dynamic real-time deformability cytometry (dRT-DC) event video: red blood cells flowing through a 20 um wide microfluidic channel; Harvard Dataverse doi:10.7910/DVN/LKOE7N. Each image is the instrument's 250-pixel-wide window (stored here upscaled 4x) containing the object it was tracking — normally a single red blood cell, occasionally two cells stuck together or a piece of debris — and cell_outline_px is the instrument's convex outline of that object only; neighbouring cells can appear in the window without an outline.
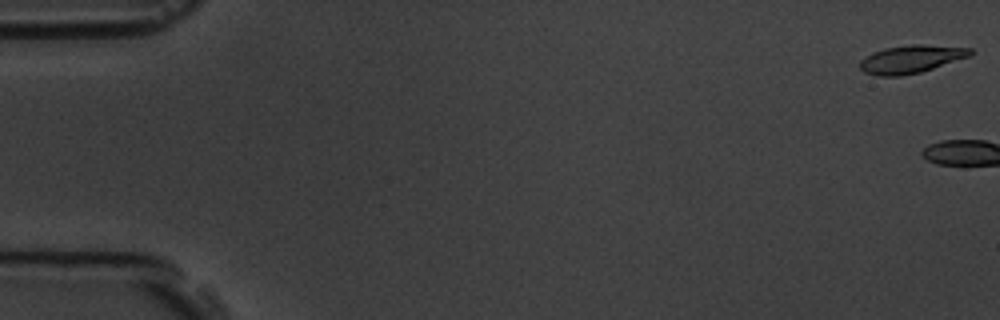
{"species": "common noctule bat (a hibernating species)", "species_latin": "Nyctalus noctula", "temperature_condition": "room temperature", "stored_images_in_passage": 7, "camera_frame_rate_fps": 3000, "um_per_image_px": 0.085, "animal": {"sex": "male", "body_mass_g": 19.5, "forearm_length_mm": 54.6}, "frame": {"image": 1, "passage_image": 1, "time_ms": 0.0, "image_size_px": [1000, 320], "cell_outline_px": [[972, 56], [920, 72], [900, 76], [880, 76], [864, 72], [860, 68], [860, 60], [872, 52], [884, 48], [916, 44], [920, 44], [972, 48]], "centroid_in_image_um": [77.45, 5.02], "position_along_channel_um": 7.6, "area_um2": 17.92}}